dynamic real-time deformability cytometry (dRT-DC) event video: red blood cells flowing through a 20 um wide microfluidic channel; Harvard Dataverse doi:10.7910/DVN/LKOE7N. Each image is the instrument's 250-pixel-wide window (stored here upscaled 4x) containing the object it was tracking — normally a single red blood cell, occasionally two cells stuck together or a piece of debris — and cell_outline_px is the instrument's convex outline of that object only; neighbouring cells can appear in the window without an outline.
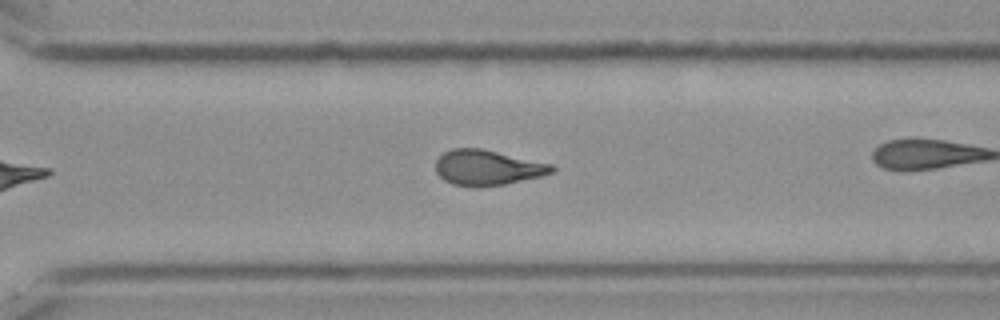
{"species": "Egyptian fruit bat (a non-hibernating species)", "species_latin": "Rousettus aegyptiacus", "temperature_condition": "cold", "stored_images_in_passage": 33, "camera_frame_rate_fps": 3000, "um_per_image_px": 0.085, "frame": {"image": 1, "passage_image": 28, "time_ms": 9.0, "image_size_px": [1000, 320], "cell_outline_px": [[556, 168], [552, 172], [540, 176], [504, 184], [452, 184], [444, 180], [436, 172], [436, 160], [444, 152], [452, 148], [480, 148], [552, 164]], "centroid_in_image_um": [41.42, 14.21], "position_along_channel_um": 329.2, "area_um2": 23.06}}